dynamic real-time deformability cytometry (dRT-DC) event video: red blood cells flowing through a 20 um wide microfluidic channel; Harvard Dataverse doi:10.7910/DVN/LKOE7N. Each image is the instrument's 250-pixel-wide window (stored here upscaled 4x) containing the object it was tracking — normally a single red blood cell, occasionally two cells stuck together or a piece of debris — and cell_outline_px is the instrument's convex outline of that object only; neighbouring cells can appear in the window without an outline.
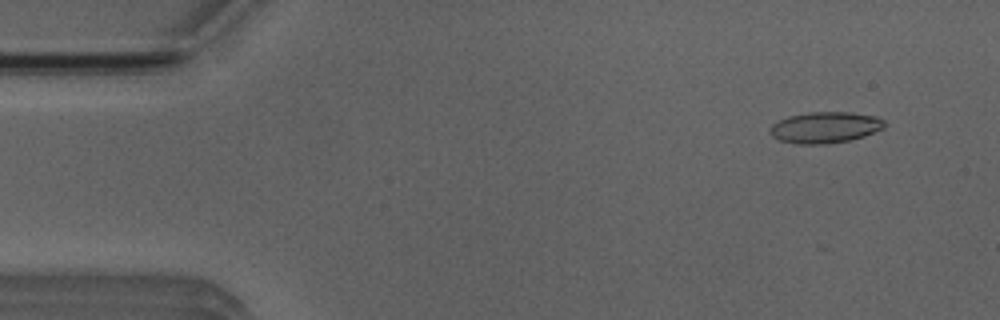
{"species": "Egyptian fruit bat (a non-hibernating species)", "species_latin": "Rousettus aegyptiacus", "temperature_condition": "room temperature", "stored_images_in_passage": 5, "camera_frame_rate_fps": 3000, "um_per_image_px": 0.085, "animal": {"sex": "male"}, "frame": {"image": 1, "passage_image": 1, "time_ms": 0.0, "image_size_px": [1000, 320], "cell_outline_px": [[884, 128], [864, 136], [848, 140], [828, 144], [796, 144], [780, 140], [772, 136], [768, 132], [772, 124], [788, 116], [808, 112], [852, 112], [876, 116], [884, 120]], "centroid_in_image_um": [70.12, 10.83], "position_along_channel_um": 14.9, "area_um2": 20.87}}